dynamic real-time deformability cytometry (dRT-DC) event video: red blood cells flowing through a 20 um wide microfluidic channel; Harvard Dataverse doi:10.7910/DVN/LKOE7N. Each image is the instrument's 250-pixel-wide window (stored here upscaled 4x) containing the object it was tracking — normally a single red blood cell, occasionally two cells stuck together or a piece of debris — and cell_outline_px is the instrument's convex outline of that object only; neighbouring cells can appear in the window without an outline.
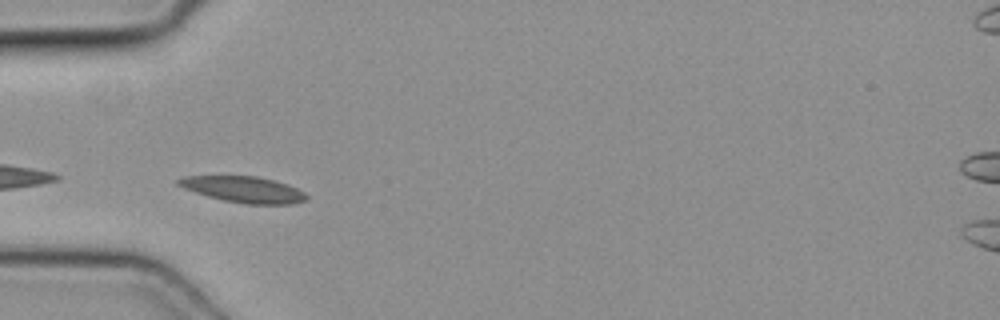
{"species": "common noctule bat (a hibernating species)", "species_latin": "Nyctalus noctula", "temperature_condition": "cold", "stored_images_in_passage": 14, "camera_frame_rate_fps": 3000, "um_per_image_px": 0.085, "animal": {"sex": "female", "body_mass_g": 19.3, "forearm_length_mm": 54.1}, "frame": {"image": 1, "passage_image": 1, "time_ms": 0.0, "image_size_px": [1000, 320], "cell_outline_px": [[308, 196], [304, 200], [292, 204], [244, 204], [224, 200], [208, 196], [184, 188], [176, 184], [176, 180], [184, 176], [256, 176], [276, 180], [288, 184], [304, 192]], "centroid_in_image_um": [20.71, 16.1], "position_along_channel_um": 64.3, "area_um2": 19.42}}
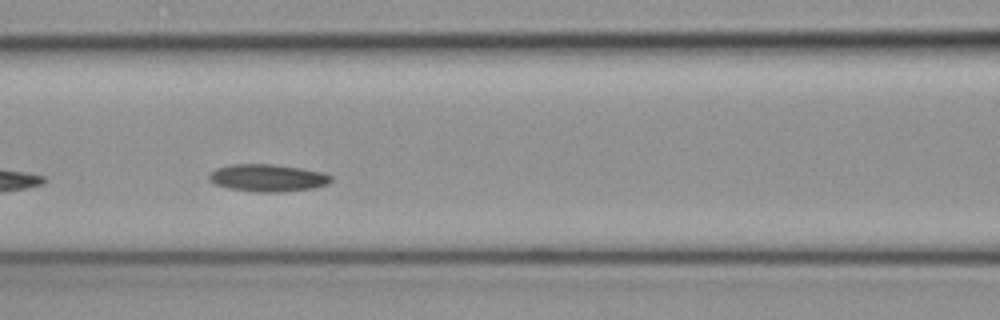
{"frame": {"image": 2, "passage_image": 7, "time_ms": 2.0, "image_size_px": [1000, 320], "cell_outline_px": [[332, 180], [328, 184], [316, 188], [284, 192], [256, 192], [228, 188], [216, 184], [208, 180], [208, 176], [216, 168], [232, 164], [272, 164], [300, 168], [324, 172], [332, 176]], "centroid_in_image_um": [22.79, 15.13], "position_along_channel_um": 143.8, "area_um2": 19.59}}